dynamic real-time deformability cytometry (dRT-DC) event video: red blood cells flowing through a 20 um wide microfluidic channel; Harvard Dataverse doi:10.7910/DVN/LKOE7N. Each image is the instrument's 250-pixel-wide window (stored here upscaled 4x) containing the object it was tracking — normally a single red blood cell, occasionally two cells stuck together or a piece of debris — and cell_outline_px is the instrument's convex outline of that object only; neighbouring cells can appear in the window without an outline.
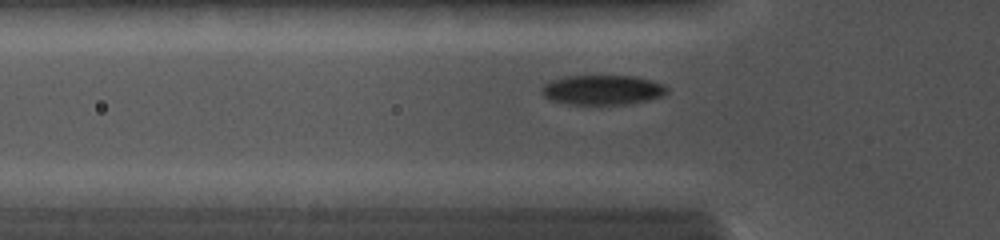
{"species": "common noctule bat (a hibernating species)", "species_latin": "Nyctalus noctula", "temperature_condition": "cold", "stored_images_in_passage": 22, "camera_frame_rate_fps": 5000, "um_per_image_px": 0.085, "animal": {"sex": "female", "body_mass_g": 19.0, "forearm_length_mm": 56.7}, "frame": {"image": 1, "passage_image": 7, "time_ms": 2.4, "image_size_px": [1000, 240], "cell_outline_px": [[668, 92], [664, 96], [632, 104], [600, 108], [568, 104], [548, 100], [540, 92], [540, 88], [544, 84], [552, 80], [564, 76], [636, 76], [652, 80], [664, 84], [668, 88]], "centroid_in_image_um": [51.21, 7.7], "position_along_channel_um": 74.6, "area_um2": 23.0}}
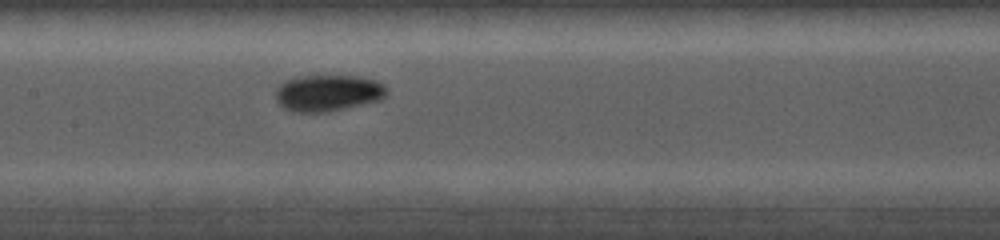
{"frame": {"image": 2, "passage_image": 13, "time_ms": 4.8, "image_size_px": [1000, 240], "cell_outline_px": [[388, 92], [380, 100], [328, 112], [292, 112], [284, 108], [276, 100], [276, 88], [284, 80], [296, 76], [356, 76], [376, 80], [384, 84], [388, 88]], "centroid_in_image_um": [27.87, 7.9], "position_along_channel_um": 179.5, "area_um2": 23.81}}
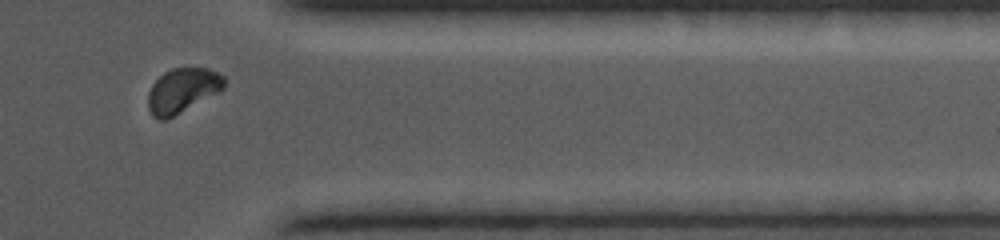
{"frame": {"image": 3, "passage_image": 20, "time_ms": 9.8, "image_size_px": [1000, 240], "cell_outline_px": [[228, 80], [224, 88], [220, 92], [164, 120], [160, 120], [152, 116], [148, 108], [148, 92], [152, 84], [164, 72], [172, 68], [208, 68], [224, 76]], "centroid_in_image_um": [15.53, 7.67], "position_along_channel_um": 395.9, "area_um2": 19.83}}